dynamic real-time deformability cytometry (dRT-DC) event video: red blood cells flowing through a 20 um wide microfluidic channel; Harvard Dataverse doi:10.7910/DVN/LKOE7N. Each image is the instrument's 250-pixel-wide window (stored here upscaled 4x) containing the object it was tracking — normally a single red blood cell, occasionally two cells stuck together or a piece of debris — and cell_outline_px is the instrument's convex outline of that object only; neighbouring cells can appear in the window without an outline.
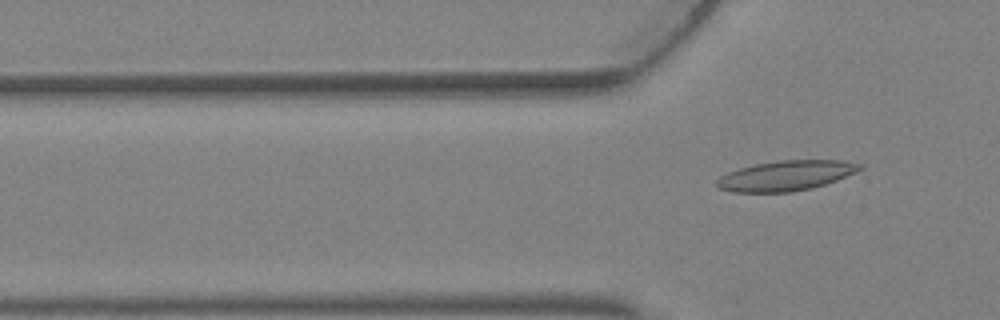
{"species": "Egyptian fruit bat (a non-hibernating species)", "species_latin": "Rousettus aegyptiacus", "temperature_condition": "warm", "stored_images_in_passage": 4, "camera_frame_rate_fps": 3000, "um_per_image_px": 0.085, "animal": {"sex": "female"}, "frame": {"image": 1, "passage_image": 4, "time_ms": 1.0, "image_size_px": [1000, 320], "cell_outline_px": [[864, 168], [856, 172], [836, 180], [812, 188], [792, 192], [732, 192], [716, 188], [716, 180], [720, 176], [728, 172], [740, 168], [756, 164], [780, 160], [840, 160], [864, 164]], "centroid_in_image_um": [66.8, 14.93], "position_along_channel_um": 59.0, "area_um2": 25.14}}